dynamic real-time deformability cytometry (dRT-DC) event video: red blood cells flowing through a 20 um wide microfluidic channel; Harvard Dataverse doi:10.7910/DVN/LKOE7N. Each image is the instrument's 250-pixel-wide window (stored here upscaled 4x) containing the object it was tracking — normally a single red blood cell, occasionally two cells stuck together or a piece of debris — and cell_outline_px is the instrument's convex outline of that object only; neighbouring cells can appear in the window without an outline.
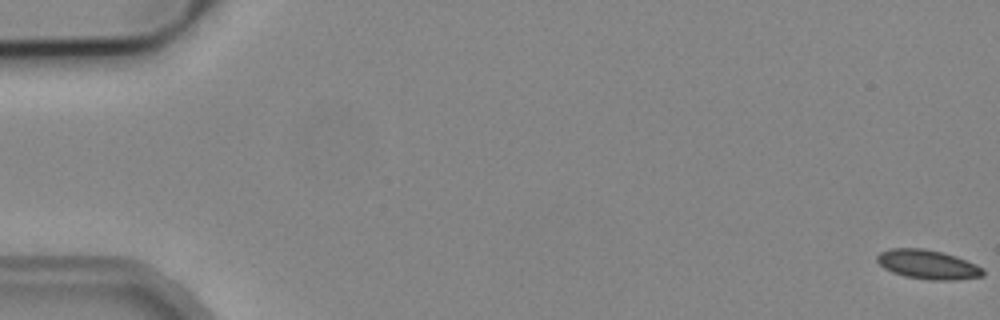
{"species": "common noctule bat (a hibernating species)", "species_latin": "Nyctalus noctula", "temperature_condition": "cold", "stored_images_in_passage": 17, "camera_frame_rate_fps": 3000, "um_per_image_px": 0.085, "animal": {"sex": "male", "body_mass_g": 19.2, "forearm_length_mm": 51.8}, "frame": {"image": 1, "passage_image": 1, "time_ms": 0.0, "image_size_px": [1000, 320], "cell_outline_px": [[984, 276], [956, 280], [928, 280], [904, 276], [892, 272], [884, 268], [876, 260], [876, 256], [880, 252], [888, 248], [924, 248], [944, 252], [956, 256], [976, 264], [984, 268]], "centroid_in_image_um": [78.87, 22.48], "position_along_channel_um": 6.1, "area_um2": 18.32}}